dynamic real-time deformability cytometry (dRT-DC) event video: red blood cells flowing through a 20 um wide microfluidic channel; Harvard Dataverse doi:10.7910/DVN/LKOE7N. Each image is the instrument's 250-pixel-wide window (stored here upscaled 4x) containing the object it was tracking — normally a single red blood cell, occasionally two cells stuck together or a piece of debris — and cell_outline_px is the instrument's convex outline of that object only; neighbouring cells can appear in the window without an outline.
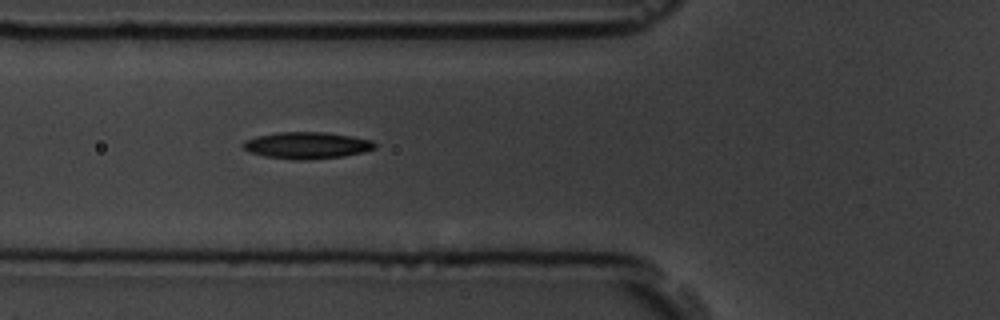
{"species": "common noctule bat (a hibernating species)", "species_latin": "Nyctalus noctula", "temperature_condition": "room temperature", "stored_images_in_passage": 6, "camera_frame_rate_fps": 3000, "um_per_image_px": 0.085, "animal": {"sex": "male", "body_mass_g": 19.5, "forearm_length_mm": 54.6}, "frame": {"image": 1, "passage_image": 6, "time_ms": 6.667, "image_size_px": [1000, 320], "cell_outline_px": [[376, 148], [364, 152], [344, 156], [304, 160], [292, 160], [264, 156], [252, 152], [244, 148], [240, 144], [244, 140], [256, 136], [276, 132], [324, 132], [352, 136], [372, 140], [376, 144]], "centroid_in_image_um": [26.08, 12.35], "position_along_channel_um": 99.7, "area_um2": 20.63}}